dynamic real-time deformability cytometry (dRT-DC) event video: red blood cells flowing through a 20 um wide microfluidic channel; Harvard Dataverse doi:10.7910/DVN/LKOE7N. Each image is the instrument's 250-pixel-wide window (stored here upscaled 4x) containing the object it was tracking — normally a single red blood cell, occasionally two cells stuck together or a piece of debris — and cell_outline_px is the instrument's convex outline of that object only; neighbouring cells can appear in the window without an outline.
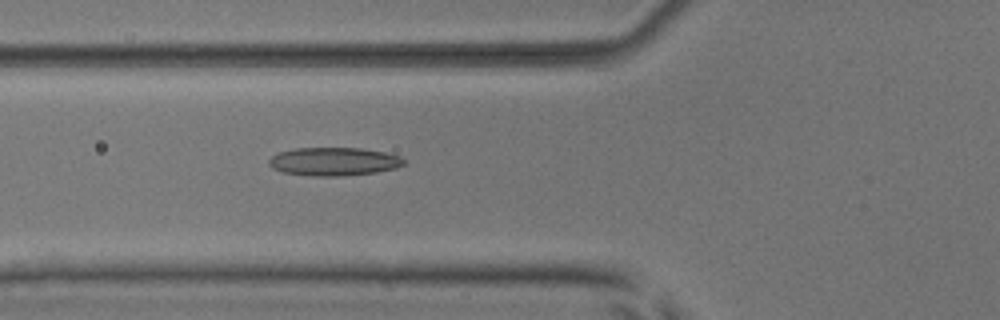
{"species": "common noctule bat (a hibernating species)", "species_latin": "Nyctalus noctula", "temperature_condition": "room temperature", "stored_images_in_passage": 42, "camera_frame_rate_fps": 3000, "um_per_image_px": 0.085, "animal": {"sex": "male", "body_mass_g": 17.9, "forearm_length_mm": 54.2}, "frame": {"image": 1, "passage_image": 12, "time_ms": 3.667, "image_size_px": [1000, 320], "cell_outline_px": [[404, 164], [396, 168], [376, 172], [344, 176], [312, 176], [284, 172], [272, 168], [268, 164], [268, 160], [272, 156], [280, 152], [296, 148], [360, 148], [384, 152], [400, 156], [404, 160]], "centroid_in_image_um": [28.37, 13.73], "position_along_channel_um": 97.4, "area_um2": 22.2}}
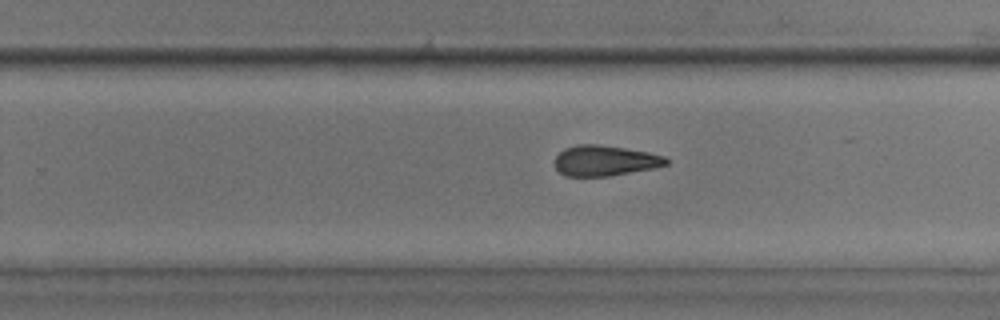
{"frame": {"image": 2, "passage_image": 26, "time_ms": 8.333, "image_size_px": [1000, 320], "cell_outline_px": [[672, 160], [668, 164], [656, 168], [608, 176], [564, 176], [552, 164], [556, 156], [564, 148], [576, 144], [600, 144], [648, 152], [664, 156]], "centroid_in_image_um": [51.42, 13.65], "position_along_channel_um": 278.4, "area_um2": 20.11}}
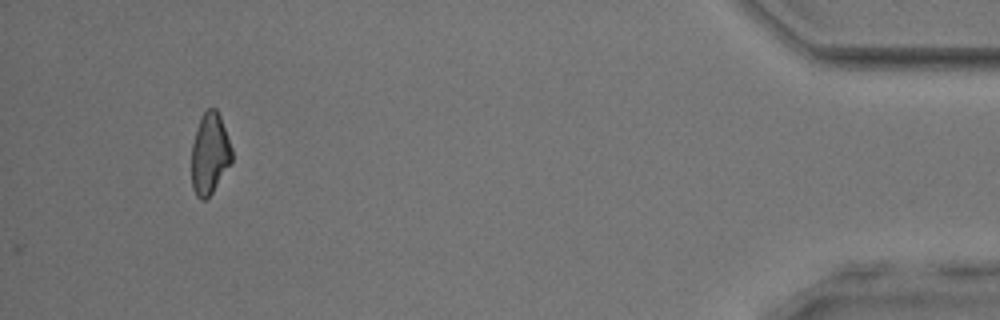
{"frame": {"image": 3, "passage_image": 42, "time_ms": 13.667, "image_size_px": [1000, 320], "cell_outline_px": [[232, 160], [212, 192], [204, 200], [200, 200], [196, 196], [192, 188], [192, 144], [196, 128], [200, 116], [208, 108], [216, 108], [220, 116], [232, 148]], "centroid_in_image_um": [17.81, 13.04], "position_along_channel_um": 417.4, "area_um2": 18.96}, "authors_computed_cell_mechanics": {"area_um2": 20.5768, "velocity_mm_per_s": 3.8848, "shape_relaxation_time_tau1_ms": null, "shape_relaxation_time_tau2_ms": 3.3912, "deformation_change_tau1": null, "deformation_change_tau2": 0.1179}}